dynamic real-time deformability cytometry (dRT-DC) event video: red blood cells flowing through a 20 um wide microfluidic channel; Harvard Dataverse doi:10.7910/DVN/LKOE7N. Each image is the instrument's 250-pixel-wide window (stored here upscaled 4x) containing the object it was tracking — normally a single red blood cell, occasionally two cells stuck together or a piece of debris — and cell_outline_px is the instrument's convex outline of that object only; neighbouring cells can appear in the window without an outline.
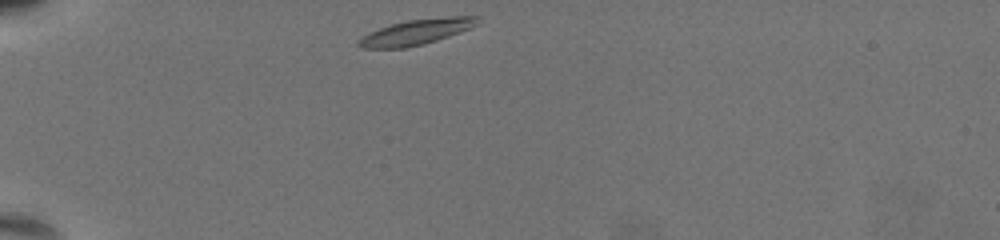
{"species": "common noctule bat (a hibernating species)", "species_latin": "Nyctalus noctula", "temperature_condition": "warm", "stored_images_in_passage": 35, "camera_frame_rate_fps": 3000, "um_per_image_px": 0.085, "animal": {"sex": "female", "body_mass_g": 19.5, "forearm_length_mm": 54.1}, "frame": {"image": 1, "passage_image": 1, "time_ms": 0.0, "image_size_px": [1000, 240], "cell_outline_px": [[480, 24], [472, 28], [424, 44], [404, 48], [360, 48], [356, 44], [356, 40], [368, 32], [392, 24], [408, 20], [452, 16], [480, 16]], "centroid_in_image_um": [35.4, 2.72], "position_along_channel_um": 49.6, "area_um2": 17.74}}
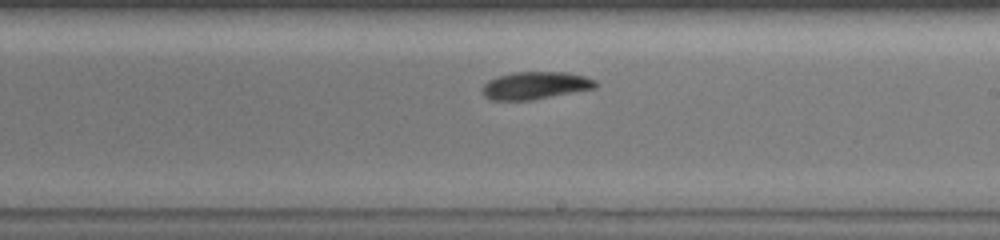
{"frame": {"image": 2, "passage_image": 20, "time_ms": 6.333, "image_size_px": [1000, 240], "cell_outline_px": [[596, 88], [532, 100], [492, 100], [484, 96], [480, 92], [484, 84], [488, 80], [496, 76], [512, 72], [564, 72], [584, 76], [596, 80]], "centroid_in_image_um": [45.45, 7.26], "position_along_channel_um": 243.5, "area_um2": 18.26}}
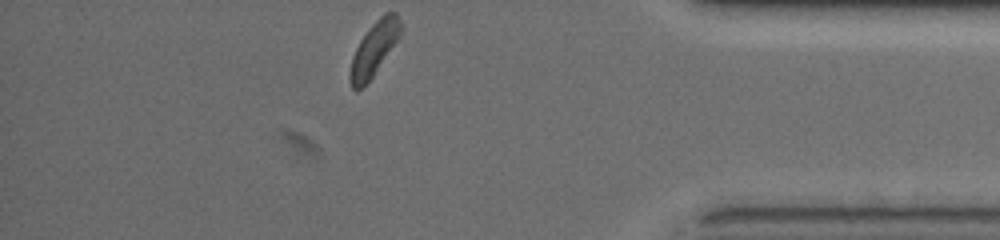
{"frame": {"image": 3, "passage_image": 35, "time_ms": 11.333, "image_size_px": [1000, 240], "cell_outline_px": [[404, 28], [400, 36], [372, 76], [356, 92], [352, 88], [348, 76], [352, 56], [360, 40], [368, 28], [384, 12], [396, 12], [404, 24]], "centroid_in_image_um": [31.82, 4.09], "position_along_channel_um": 403.4, "area_um2": 15.9}, "authors_computed_cell_mechanics": {"area_um2": 17.7446, "velocity_mm_per_s": 3.6702, "shape_relaxation_time_tau1_ms": 2.9999, "shape_relaxation_time_tau2_ms": null, "deformation_change_tau1": 0.105, "deformation_change_tau2": null}}